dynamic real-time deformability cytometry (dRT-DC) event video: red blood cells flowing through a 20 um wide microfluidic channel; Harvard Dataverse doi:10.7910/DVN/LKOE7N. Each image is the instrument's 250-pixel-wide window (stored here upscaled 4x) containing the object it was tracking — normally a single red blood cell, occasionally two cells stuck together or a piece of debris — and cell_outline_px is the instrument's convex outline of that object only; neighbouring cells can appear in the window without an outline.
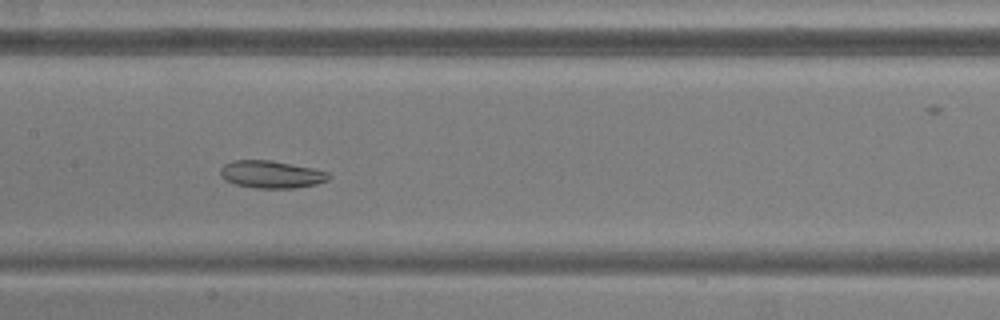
{"species": "common noctule bat (a hibernating species)", "species_latin": "Nyctalus noctula", "temperature_condition": "warm", "stored_images_in_passage": 54, "camera_frame_rate_fps": 3000, "um_per_image_px": 0.085, "animal": {"sex": "male", "body_mass_g": 20.5, "forearm_length_mm": 52.5}, "frame": {"image": 1, "passage_image": 25, "time_ms": 8.0, "image_size_px": [1000, 320], "cell_outline_px": [[332, 176], [328, 180], [316, 184], [296, 188], [256, 188], [236, 184], [220, 176], [220, 168], [224, 164], [232, 160], [272, 160], [312, 168], [328, 172]], "centroid_in_image_um": [23.07, 14.81], "position_along_channel_um": 184.3, "area_um2": 17.34}}
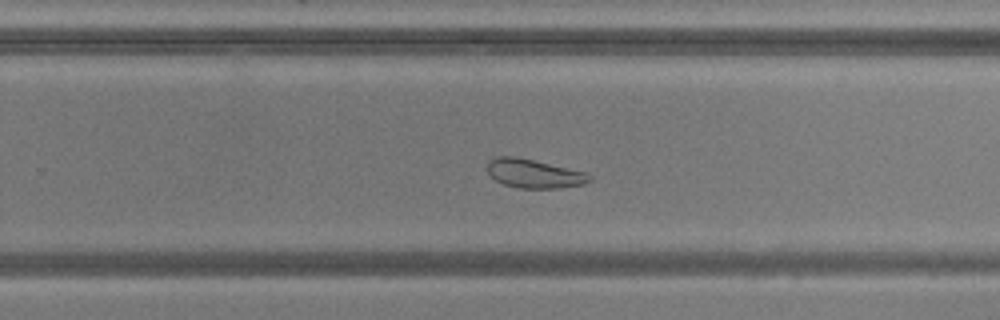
{"frame": {"image": 2, "passage_image": 33, "time_ms": 10.667, "image_size_px": [1000, 320], "cell_outline_px": [[592, 180], [584, 184], [564, 188], [520, 188], [504, 184], [496, 180], [488, 172], [488, 160], [496, 156], [516, 156], [584, 172], [592, 176]], "centroid_in_image_um": [45.4, 14.76], "position_along_channel_um": 284.4, "area_um2": 17.05}}
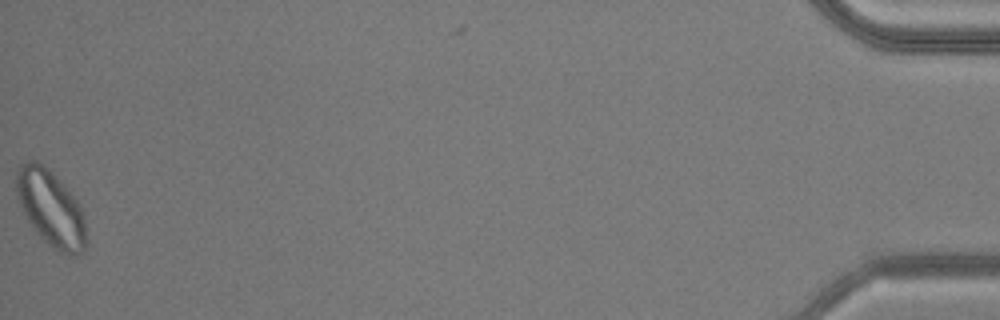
{"frame": {"image": 3, "passage_image": 53, "time_ms": 17.333, "image_size_px": [1000, 320], "cell_outline_px": [[88, 240], [84, 248], [76, 256], [72, 256], [60, 252], [52, 248], [40, 236], [28, 220], [20, 204], [16, 192], [16, 172], [20, 164], [28, 160], [36, 160], [56, 176], [60, 180], [80, 204], [84, 216]], "centroid_in_image_um": [4.34, 17.72], "position_along_channel_um": 430.9, "area_um2": 30.92}, "authors_computed_cell_mechanics": {"area_um2": 24.5939, "velocity_mm_per_s": 3.7791, "shape_relaxation_time_tau1_ms": null, "shape_relaxation_time_tau2_ms": 10.8264, "deformation_change_tau1": null, "deformation_change_tau2": 0.1631}}